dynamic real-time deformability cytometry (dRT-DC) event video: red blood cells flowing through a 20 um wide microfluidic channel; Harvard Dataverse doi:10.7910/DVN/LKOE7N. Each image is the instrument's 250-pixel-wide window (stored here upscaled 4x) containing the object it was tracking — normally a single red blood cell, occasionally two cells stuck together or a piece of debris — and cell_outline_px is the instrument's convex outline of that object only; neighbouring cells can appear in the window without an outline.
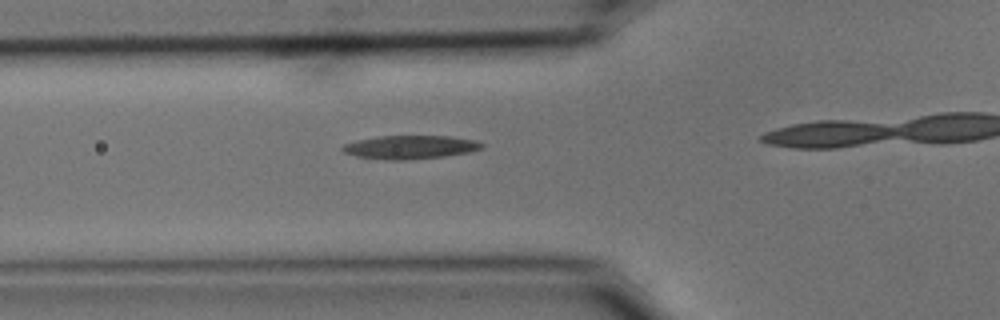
{"species": "common noctule bat (a hibernating species)", "species_latin": "Nyctalus noctula", "temperature_condition": "cold", "stored_images_in_passage": 29, "camera_frame_rate_fps": 3000, "um_per_image_px": 0.085, "animal": {"sex": "male", "body_mass_g": 15.6}, "frame": {"image": 1, "passage_image": 5, "time_ms": 1.333, "image_size_px": [1000, 320], "cell_outline_px": [[484, 148], [468, 152], [444, 156], [404, 160], [388, 160], [356, 156], [344, 152], [340, 148], [344, 144], [356, 140], [380, 136], [448, 136], [476, 140], [484, 144]], "centroid_in_image_um": [34.86, 12.5], "position_along_channel_um": 90.9, "area_um2": 19.02}}
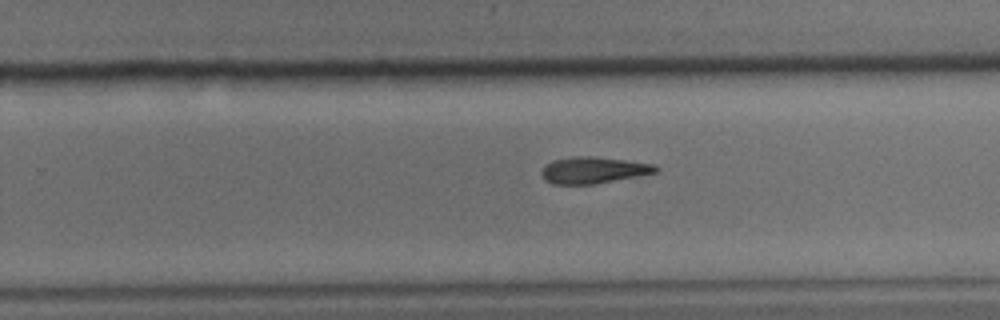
{"frame": {"image": 2, "passage_image": 20, "time_ms": 6.333, "image_size_px": [1000, 320], "cell_outline_px": [[660, 168], [656, 172], [596, 184], [552, 184], [544, 180], [540, 172], [544, 164], [552, 160], [572, 156], [592, 156], [656, 164]], "centroid_in_image_um": [50.39, 14.46], "position_along_channel_um": 279.4, "area_um2": 17.8}}